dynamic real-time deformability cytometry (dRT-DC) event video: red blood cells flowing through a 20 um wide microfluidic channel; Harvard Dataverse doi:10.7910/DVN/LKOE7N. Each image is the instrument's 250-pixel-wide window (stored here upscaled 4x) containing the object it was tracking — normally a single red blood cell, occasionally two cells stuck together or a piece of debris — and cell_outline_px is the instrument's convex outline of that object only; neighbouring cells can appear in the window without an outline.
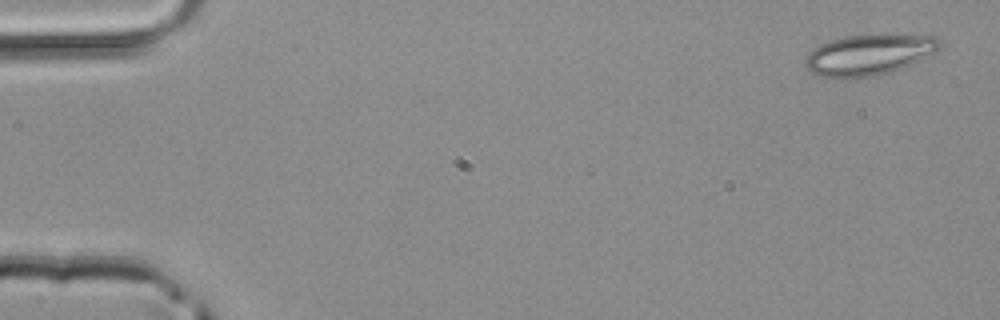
{"species": "common noctule bat (a hibernating species)", "species_latin": "Nyctalus noctula", "temperature_condition": "room temperature", "stored_images_in_passage": 17, "camera_frame_rate_fps": 3000, "um_per_image_px": 0.085, "animal": {"sex": "male", "body_mass_g": 20.4}, "frame": {"image": 1, "passage_image": 1, "time_ms": 0.0, "image_size_px": [1000, 320], "cell_outline_px": [[940, 48], [904, 68], [872, 76], [820, 76], [812, 72], [804, 64], [804, 60], [808, 52], [812, 48], [820, 44], [844, 36], [936, 36], [940, 40]], "centroid_in_image_um": [73.82, 4.65], "position_along_channel_um": 11.2, "area_um2": 30.81}}
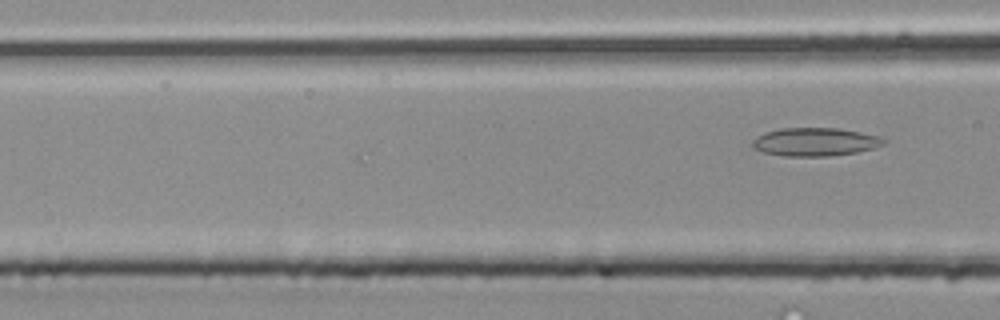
{"frame": {"image": 2, "passage_image": 17, "time_ms": 5.333, "image_size_px": [1000, 320], "cell_outline_px": [[888, 140], [884, 144], [872, 148], [856, 152], [828, 156], [784, 156], [764, 152], [752, 148], [752, 140], [756, 136], [764, 132], [780, 128], [840, 128], [880, 136]], "centroid_in_image_um": [69.26, 12.05], "position_along_channel_um": 97.3, "area_um2": 21.73}}